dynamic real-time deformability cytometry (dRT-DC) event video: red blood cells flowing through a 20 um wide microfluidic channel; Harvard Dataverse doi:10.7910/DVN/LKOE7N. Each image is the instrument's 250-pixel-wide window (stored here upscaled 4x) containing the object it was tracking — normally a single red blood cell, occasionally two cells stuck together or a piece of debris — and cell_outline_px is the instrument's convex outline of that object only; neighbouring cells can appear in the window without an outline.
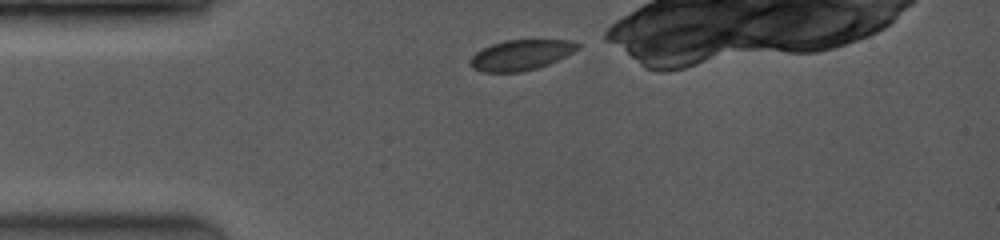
{"species": "common noctule bat (a hibernating species)", "species_latin": "Nyctalus noctula", "temperature_condition": "room temperature", "stored_images_in_passage": 2, "camera_frame_rate_fps": 3500, "um_per_image_px": 0.085, "animal": {"sex": "female", "body_mass_g": 19.0, "forearm_length_mm": 53.3}, "frame": {"image": 1, "passage_image": 1, "time_ms": 0.0, "image_size_px": [1000, 240], "cell_outline_px": [[580, 48], [548, 64], [536, 68], [520, 72], [480, 72], [472, 68], [468, 64], [468, 60], [476, 52], [492, 44], [504, 40], [572, 40], [580, 44]], "centroid_in_image_um": [44.23, 4.68], "position_along_channel_um": 40.8, "area_um2": 19.02}}